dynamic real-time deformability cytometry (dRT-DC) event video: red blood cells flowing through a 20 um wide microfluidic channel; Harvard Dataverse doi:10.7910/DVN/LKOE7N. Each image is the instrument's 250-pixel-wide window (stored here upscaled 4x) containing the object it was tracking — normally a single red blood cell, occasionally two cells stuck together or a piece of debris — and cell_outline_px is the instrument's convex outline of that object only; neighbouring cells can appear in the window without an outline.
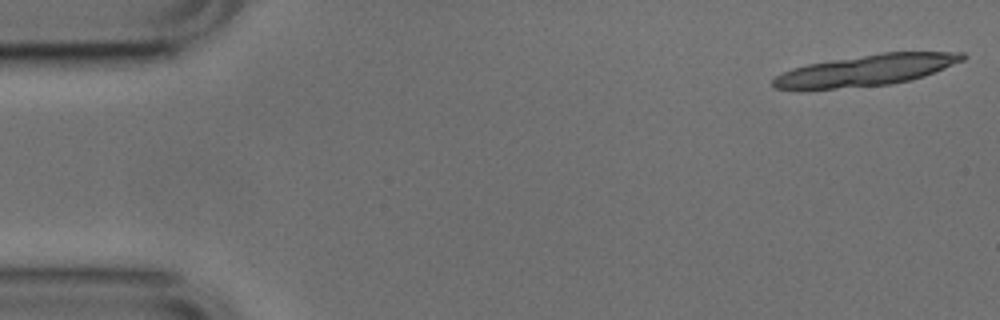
{"species": "common noctule bat (a hibernating species)", "species_latin": "Nyctalus noctula", "temperature_condition": "cold", "stored_images_in_passage": 19, "camera_frame_rate_fps": 3000, "um_per_image_px": 0.085, "animal": {"sex": "male", "body_mass_g": 17.9, "forearm_length_mm": 54.2}, "frame": {"image": 1, "passage_image": 1, "time_ms": 0.0, "image_size_px": [1000, 320], "cell_outline_px": [[968, 56], [964, 60], [924, 76], [912, 80], [892, 84], [836, 88], [776, 88], [772, 84], [772, 80], [776, 76], [792, 68], [808, 64], [880, 52], [964, 52]], "centroid_in_image_um": [73.71, 5.95], "position_along_channel_um": 11.3, "area_um2": 33.87}}